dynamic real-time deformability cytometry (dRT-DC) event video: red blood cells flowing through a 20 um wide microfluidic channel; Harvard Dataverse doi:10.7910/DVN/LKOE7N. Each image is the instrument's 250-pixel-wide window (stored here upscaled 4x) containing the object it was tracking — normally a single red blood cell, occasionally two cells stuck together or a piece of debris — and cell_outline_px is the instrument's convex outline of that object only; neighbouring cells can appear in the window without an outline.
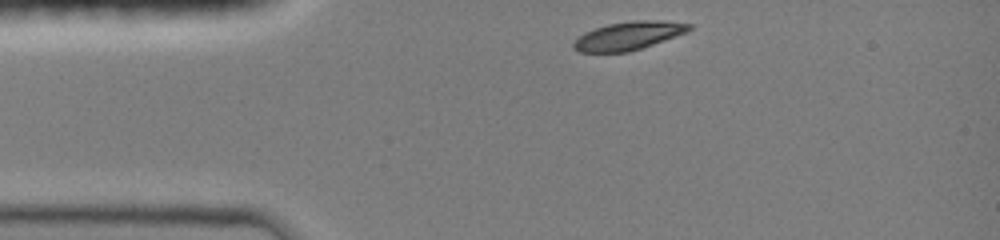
{"species": "common noctule bat (a hibernating species)", "species_latin": "Nyctalus noctula", "temperature_condition": "room temperature", "stored_images_in_passage": 24, "camera_frame_rate_fps": 3000, "um_per_image_px": 0.085, "animal": {"sex": "female", "body_mass_g": 19.0, "forearm_length_mm": 51.5}, "frame": {"image": 1, "passage_image": 1, "time_ms": 0.0, "image_size_px": [1000, 240], "cell_outline_px": [[692, 28], [688, 32], [628, 52], [580, 52], [572, 48], [572, 44], [584, 32], [608, 24], [632, 20], [664, 20], [692, 24]], "centroid_in_image_um": [53.44, 3.03], "position_along_channel_um": 31.6, "area_um2": 18.96}}
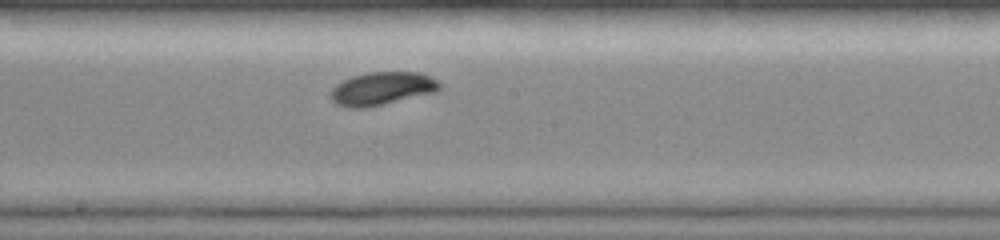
{"frame": {"image": 2, "passage_image": 14, "time_ms": 5.333, "image_size_px": [1000, 240], "cell_outline_px": [[444, 84], [436, 92], [364, 108], [348, 108], [336, 104], [332, 100], [332, 88], [336, 84], [352, 76], [368, 72], [420, 72]], "centroid_in_image_um": [32.48, 7.52], "position_along_channel_um": 215.7, "area_um2": 20.87}}
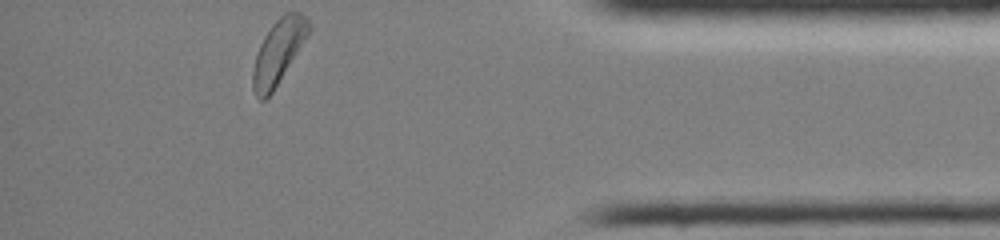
{"frame": {"image": 3, "passage_image": 24, "time_ms": 10.667, "image_size_px": [1000, 240], "cell_outline_px": [[312, 28], [272, 92], [264, 100], [260, 100], [256, 96], [252, 88], [252, 68], [260, 44], [264, 36], [272, 24], [284, 12], [300, 12], [308, 20]], "centroid_in_image_um": [23.64, 4.38], "position_along_channel_um": 411.6, "area_um2": 20.58}, "authors_computed_cell_mechanics": {"area_um2": 20.4901, "velocity_mm_per_s": 4.1081, "shape_relaxation_time_tau1_ms": 2.8947, "shape_relaxation_time_tau2_ms": null, "deformation_change_tau1": 0.1554, "deformation_change_tau2": null}}